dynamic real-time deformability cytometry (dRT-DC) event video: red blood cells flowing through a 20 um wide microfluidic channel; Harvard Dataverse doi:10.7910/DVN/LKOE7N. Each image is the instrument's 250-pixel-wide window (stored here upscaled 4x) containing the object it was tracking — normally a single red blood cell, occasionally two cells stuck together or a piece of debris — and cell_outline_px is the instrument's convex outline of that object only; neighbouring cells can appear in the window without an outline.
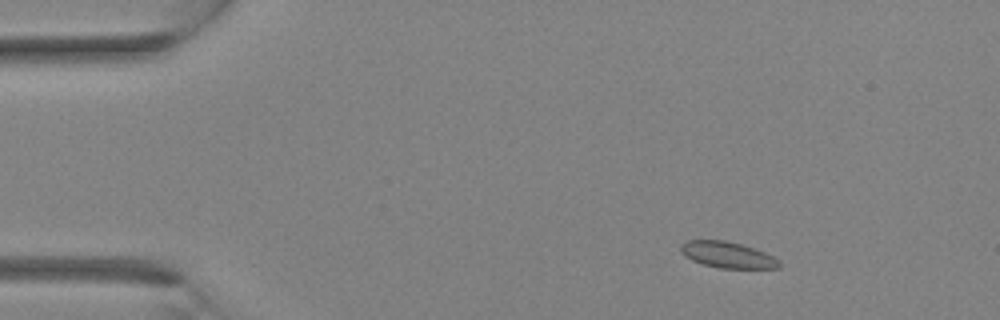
{"species": "Egyptian fruit bat (a non-hibernating species)", "species_latin": "Rousettus aegyptiacus", "temperature_condition": "room temperature", "stored_images_in_passage": 33, "camera_frame_rate_fps": 3000, "um_per_image_px": 0.085, "animal": {"sex": "female"}, "frame": {"image": 1, "passage_image": 4, "time_ms": 1.0, "image_size_px": [1000, 320], "cell_outline_px": [[780, 268], [720, 268], [704, 264], [692, 260], [684, 256], [680, 252], [680, 244], [688, 240], [724, 240], [756, 248], [772, 256], [780, 264]], "centroid_in_image_um": [61.79, 21.65], "position_along_channel_um": 23.2, "area_um2": 14.91}}
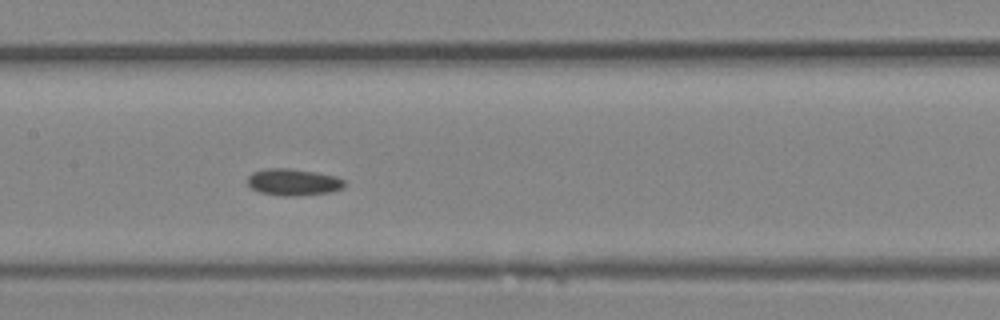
{"frame": {"image": 2, "passage_image": 16, "time_ms": 5.0, "image_size_px": [1000, 320], "cell_outline_px": [[344, 188], [328, 192], [296, 196], [284, 196], [260, 192], [252, 188], [248, 184], [248, 176], [252, 172], [264, 168], [288, 168], [316, 172], [336, 176], [344, 180]], "centroid_in_image_um": [24.92, 15.47], "position_along_channel_um": 182.5, "area_um2": 15.09}}
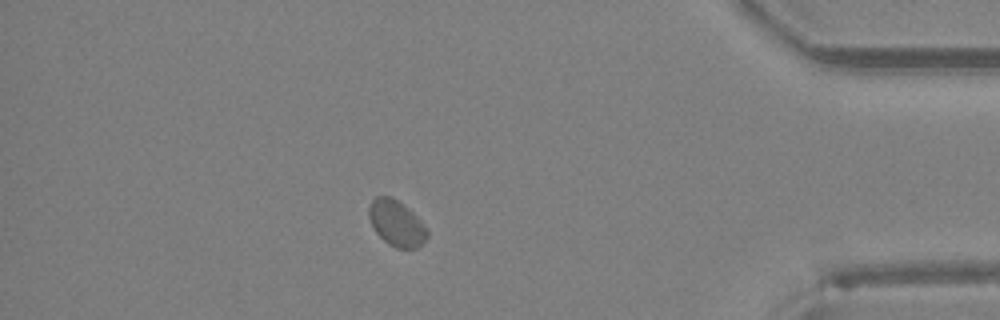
{"frame": {"image": 3, "passage_image": 29, "time_ms": 9.333, "image_size_px": [1000, 320], "cell_outline_px": [[428, 236], [416, 248], [396, 248], [388, 244], [376, 232], [368, 216], [368, 208], [372, 200], [376, 196], [392, 196], [404, 204], [416, 216], [428, 232]], "centroid_in_image_um": [33.67, 18.95], "position_along_channel_um": 401.5, "area_um2": 15.37}}